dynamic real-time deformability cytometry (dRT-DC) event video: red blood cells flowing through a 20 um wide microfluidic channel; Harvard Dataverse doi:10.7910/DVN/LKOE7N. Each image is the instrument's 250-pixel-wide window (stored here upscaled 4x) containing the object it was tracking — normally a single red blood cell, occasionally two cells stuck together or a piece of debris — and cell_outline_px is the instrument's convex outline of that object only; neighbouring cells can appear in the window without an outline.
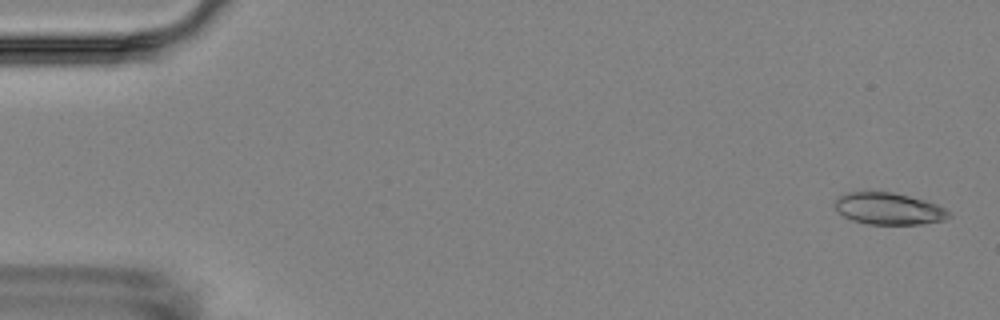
{"species": "Egyptian fruit bat (a non-hibernating species)", "species_latin": "Rousettus aegyptiacus", "temperature_condition": "room temperature", "stored_images_in_passage": 5, "camera_frame_rate_fps": 3000, "um_per_image_px": 0.085, "animal": {"sex": "female"}, "frame": {"image": 1, "passage_image": 1, "time_ms": 0.0, "image_size_px": [1000, 320], "cell_outline_px": [[952, 216], [944, 220], [920, 224], [868, 224], [852, 220], [844, 216], [832, 204], [840, 196], [848, 192], [892, 192], [924, 200], [936, 204], [952, 212]], "centroid_in_image_um": [75.56, 17.74], "position_along_channel_um": 9.4, "area_um2": 21.04}}